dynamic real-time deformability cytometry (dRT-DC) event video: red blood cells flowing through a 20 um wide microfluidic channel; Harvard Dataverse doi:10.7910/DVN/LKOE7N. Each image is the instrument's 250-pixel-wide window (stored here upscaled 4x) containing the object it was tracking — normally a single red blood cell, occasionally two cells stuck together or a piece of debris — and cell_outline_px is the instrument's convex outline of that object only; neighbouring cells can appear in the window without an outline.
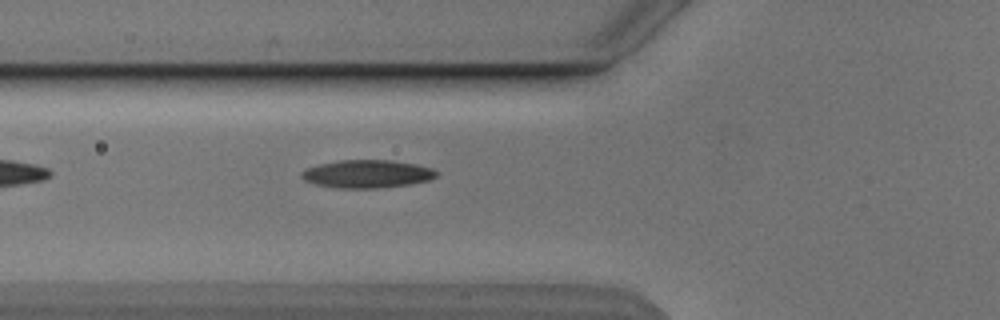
{"species": "Egyptian fruit bat (a non-hibernating species)", "species_latin": "Rousettus aegyptiacus", "temperature_condition": "cold", "stored_images_in_passage": 3, "camera_frame_rate_fps": 3000, "um_per_image_px": 0.085, "animal": {"sex": "male"}, "frame": {"image": 1, "passage_image": 3, "time_ms": 3.0, "image_size_px": [1000, 320], "cell_outline_px": [[440, 172], [436, 176], [428, 180], [412, 184], [376, 188], [336, 188], [316, 184], [304, 180], [300, 176], [300, 172], [304, 168], [320, 164], [340, 160], [392, 160], [416, 164], [432, 168]], "centroid_in_image_um": [31.2, 14.78], "position_along_channel_um": 94.6, "area_um2": 22.14}}